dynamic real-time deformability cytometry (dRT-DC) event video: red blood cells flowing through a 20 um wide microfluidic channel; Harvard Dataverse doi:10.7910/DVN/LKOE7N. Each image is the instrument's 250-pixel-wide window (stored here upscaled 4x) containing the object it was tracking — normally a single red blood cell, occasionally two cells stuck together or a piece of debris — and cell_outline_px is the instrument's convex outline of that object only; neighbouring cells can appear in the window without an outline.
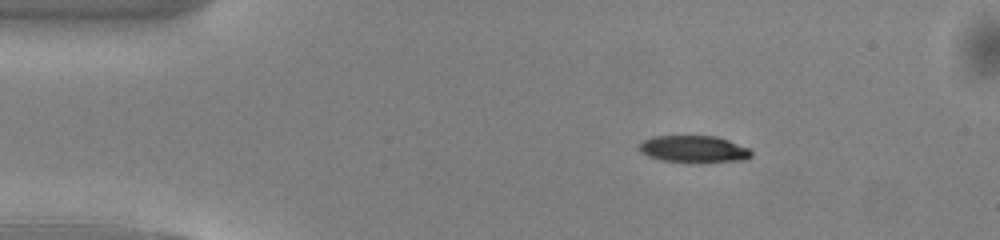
{"species": "common noctule bat (a hibernating species)", "species_latin": "Nyctalus noctula", "temperature_condition": "warm", "stored_images_in_passage": 43, "camera_frame_rate_fps": 3000, "um_per_image_px": 0.085, "animal": {"sex": "male", "body_mass_g": 13.0, "forearm_length_mm": 53.1}, "frame": {"image": 1, "passage_image": 1, "time_ms": 0.0, "image_size_px": [1000, 240], "cell_outline_px": [[752, 156], [744, 160], [660, 160], [648, 156], [640, 152], [640, 144], [644, 140], [652, 136], [716, 136], [728, 140], [748, 148], [752, 152]], "centroid_in_image_um": [58.94, 12.63], "position_along_channel_um": 26.1, "area_um2": 16.76}}
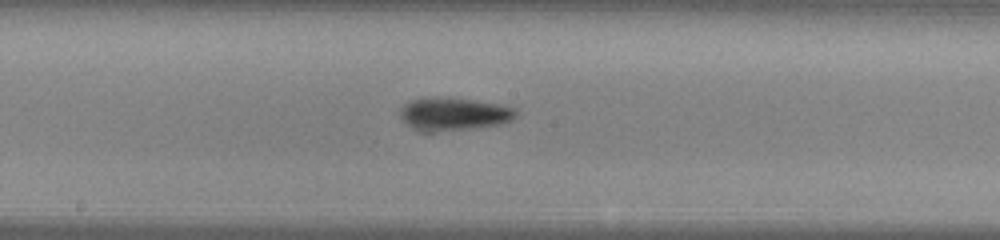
{"frame": {"image": 2, "passage_image": 19, "time_ms": 6.0, "image_size_px": [1000, 240], "cell_outline_px": [[520, 112], [512, 120], [500, 124], [472, 128], [432, 132], [424, 132], [412, 128], [400, 120], [400, 108], [408, 100], [424, 96], [440, 96], [472, 100], [500, 104], [516, 108]], "centroid_in_image_um": [38.52, 9.67], "position_along_channel_um": 209.7, "area_um2": 22.83}}
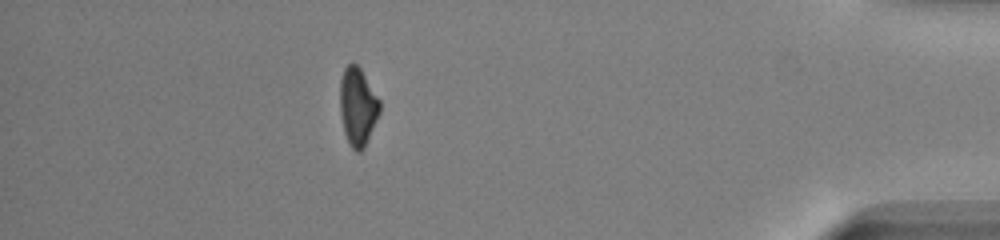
{"frame": {"image": 3, "passage_image": 37, "time_ms": 12.0, "image_size_px": [1000, 240], "cell_outline_px": [[380, 112], [364, 148], [360, 152], [356, 152], [352, 148], [344, 132], [340, 112], [340, 80], [344, 68], [348, 64], [356, 64], [360, 68], [380, 100]], "centroid_in_image_um": [30.4, 9.06], "position_along_channel_um": 404.8, "area_um2": 17.92}, "authors_computed_cell_mechanics": {"area_um2": 19.1318, "velocity_mm_per_s": 4.1201, "shape_relaxation_time_tau1_ms": 2.3638, "shape_relaxation_time_tau2_ms": null, "deformation_change_tau1": 0.1278, "deformation_change_tau2": null}}